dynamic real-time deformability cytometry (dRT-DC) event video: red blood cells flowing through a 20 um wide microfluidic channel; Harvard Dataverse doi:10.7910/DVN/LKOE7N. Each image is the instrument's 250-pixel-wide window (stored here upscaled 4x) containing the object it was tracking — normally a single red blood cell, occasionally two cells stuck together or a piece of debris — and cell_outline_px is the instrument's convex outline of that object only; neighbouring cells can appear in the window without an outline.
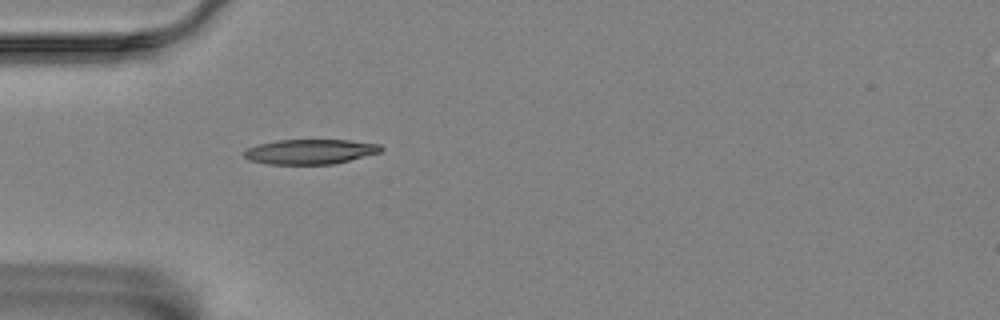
{"species": "Egyptian fruit bat (a non-hibernating species)", "species_latin": "Rousettus aegyptiacus", "temperature_condition": "room temperature", "stored_images_in_passage": 13, "camera_frame_rate_fps": 3000, "um_per_image_px": 0.085, "animal": {"sex": "female"}, "frame": {"image": 1, "passage_image": 1, "time_ms": 0.0, "image_size_px": [1000, 320], "cell_outline_px": [[384, 148], [380, 152], [332, 164], [268, 164], [248, 160], [244, 156], [244, 152], [248, 148], [260, 144], [276, 140], [348, 140], [380, 144]], "centroid_in_image_um": [26.35, 12.89], "position_along_channel_um": 58.6, "area_um2": 19.65}}
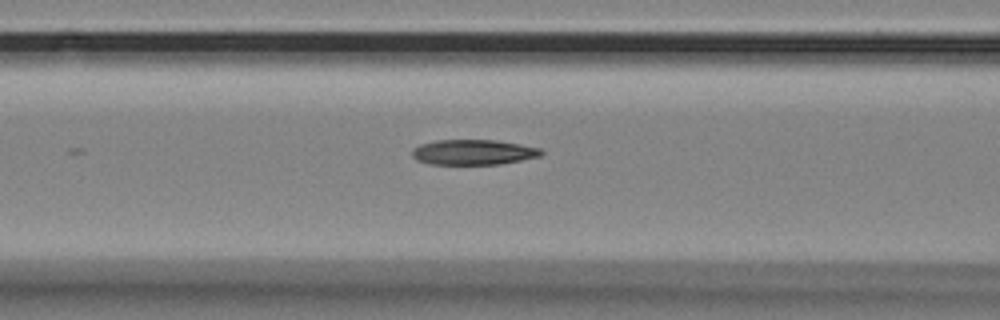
{"frame": {"image": 2, "passage_image": 7, "time_ms": 2.0, "image_size_px": [1000, 320], "cell_outline_px": [[544, 152], [540, 156], [500, 164], [428, 164], [416, 160], [412, 156], [412, 148], [420, 144], [436, 140], [496, 140], [520, 144], [540, 148]], "centroid_in_image_um": [40.2, 12.93], "position_along_channel_um": 126.4, "area_um2": 19.02}}
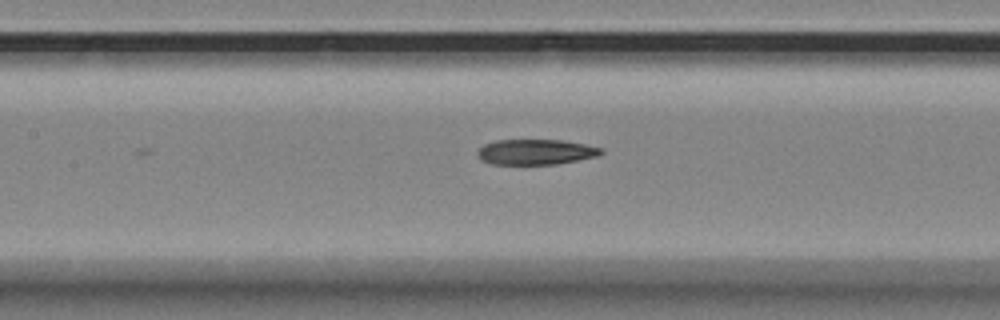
{"frame": {"image": 3, "passage_image": 10, "time_ms": 3.0, "image_size_px": [1000, 320], "cell_outline_px": [[604, 152], [600, 156], [556, 164], [488, 164], [480, 160], [476, 156], [476, 152], [484, 144], [496, 140], [564, 140], [604, 148]], "centroid_in_image_um": [45.53, 12.92], "position_along_channel_um": 161.9, "area_um2": 18.55}}